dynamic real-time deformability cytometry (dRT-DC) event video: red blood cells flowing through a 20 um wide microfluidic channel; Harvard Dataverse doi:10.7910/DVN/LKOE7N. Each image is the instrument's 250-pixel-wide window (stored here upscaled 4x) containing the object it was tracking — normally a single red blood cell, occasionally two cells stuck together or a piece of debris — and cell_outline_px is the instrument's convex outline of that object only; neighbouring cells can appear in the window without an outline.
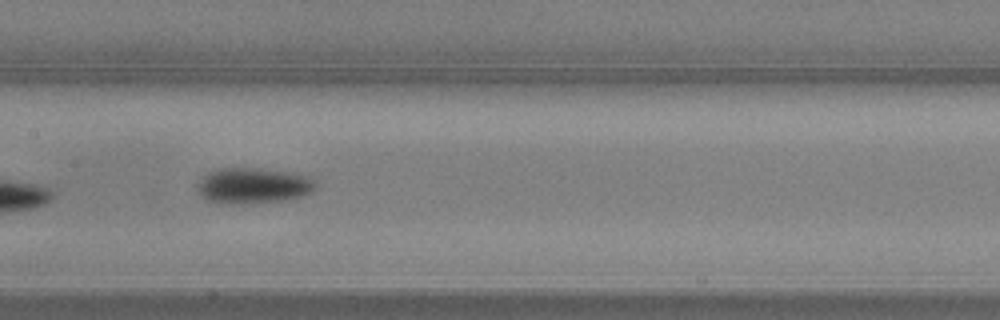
{"species": "common noctule bat (a hibernating species)", "species_latin": "Nyctalus noctula", "temperature_condition": "warm", "stored_images_in_passage": 6, "camera_frame_rate_fps": 3000, "um_per_image_px": 0.085, "animal": {"sex": "male", "body_mass_g": 20.5, "forearm_length_mm": 52.5}, "frame": {"image": 1, "passage_image": 6, "time_ms": 1.667, "image_size_px": [1000, 320], "cell_outline_px": [[320, 184], [312, 192], [300, 196], [280, 200], [232, 204], [208, 200], [200, 196], [196, 192], [196, 184], [208, 172], [216, 168], [260, 168], [292, 172], [308, 176], [316, 180]], "centroid_in_image_um": [21.52, 15.75], "position_along_channel_um": 185.9, "area_um2": 24.8}}